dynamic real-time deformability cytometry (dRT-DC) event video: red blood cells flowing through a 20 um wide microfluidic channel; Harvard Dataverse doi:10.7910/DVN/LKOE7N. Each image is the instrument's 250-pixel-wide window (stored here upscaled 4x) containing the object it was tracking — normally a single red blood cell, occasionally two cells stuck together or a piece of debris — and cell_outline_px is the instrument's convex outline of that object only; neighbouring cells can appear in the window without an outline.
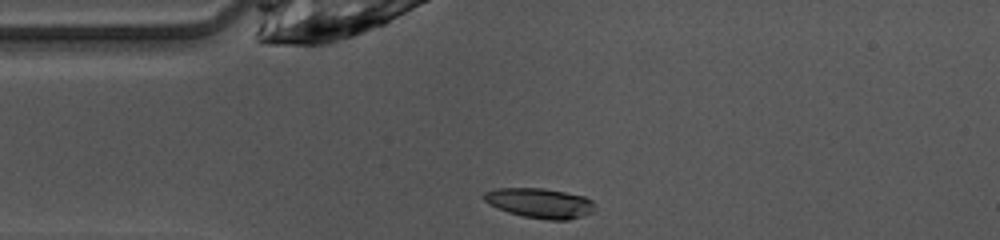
{"species": "common noctule bat (a hibernating species)", "species_latin": "Nyctalus noctula", "temperature_condition": "warm", "stored_images_in_passage": 38, "camera_frame_rate_fps": 3000, "um_per_image_px": 0.085, "animal": {"sex": "female", "body_mass_g": 10.0, "forearm_length_mm": 53.1}, "frame": {"image": 1, "passage_image": 1, "time_ms": 0.0, "image_size_px": [1000, 240], "cell_outline_px": [[596, 204], [592, 212], [568, 220], [548, 220], [524, 216], [508, 212], [496, 208], [488, 204], [484, 200], [484, 192], [496, 188], [544, 188], [584, 196], [592, 200]], "centroid_in_image_um": [45.88, 17.26], "position_along_channel_um": 39.1, "area_um2": 19.31}}
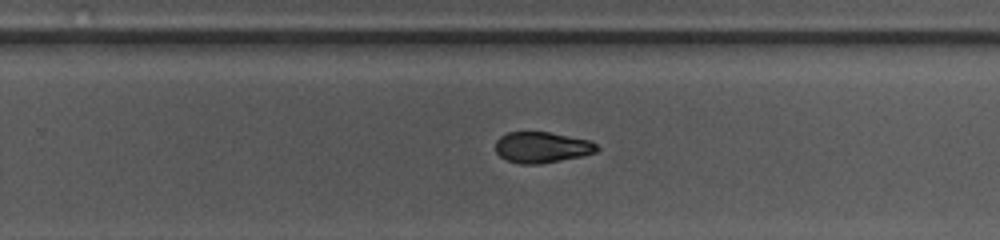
{"frame": {"image": 2, "passage_image": 20, "time_ms": 6.333, "image_size_px": [1000, 240], "cell_outline_px": [[600, 148], [596, 152], [584, 156], [540, 164], [520, 164], [508, 160], [500, 156], [496, 152], [496, 140], [500, 136], [508, 132], [548, 132], [592, 140]], "centroid_in_image_um": [46.1, 12.52], "position_along_channel_um": 283.7, "area_um2": 18.44}}
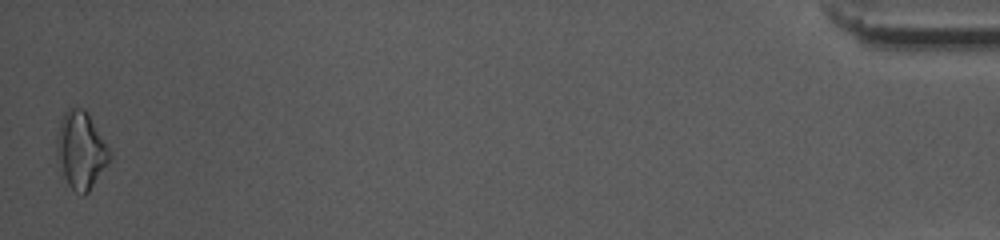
{"frame": {"image": 3, "passage_image": 38, "time_ms": 12.333, "image_size_px": [1000, 240], "cell_outline_px": [[112, 160], [88, 192], [84, 196], [80, 196], [68, 184], [64, 176], [56, 148], [56, 136], [60, 120], [64, 112], [68, 108], [84, 108], [88, 112], [112, 152]], "centroid_in_image_um": [6.92, 12.76], "position_along_channel_um": 428.3, "area_um2": 24.04}, "authors_computed_cell_mechanics": {"area_um2": 19.1607, "velocity_mm_per_s": 4.0906, "shape_relaxation_time_tau1_ms": 7.2705, "shape_relaxation_time_tau2_ms": 6.5465, "deformation_change_tau1": 0.1631, "deformation_change_tau2": 0.1419}}